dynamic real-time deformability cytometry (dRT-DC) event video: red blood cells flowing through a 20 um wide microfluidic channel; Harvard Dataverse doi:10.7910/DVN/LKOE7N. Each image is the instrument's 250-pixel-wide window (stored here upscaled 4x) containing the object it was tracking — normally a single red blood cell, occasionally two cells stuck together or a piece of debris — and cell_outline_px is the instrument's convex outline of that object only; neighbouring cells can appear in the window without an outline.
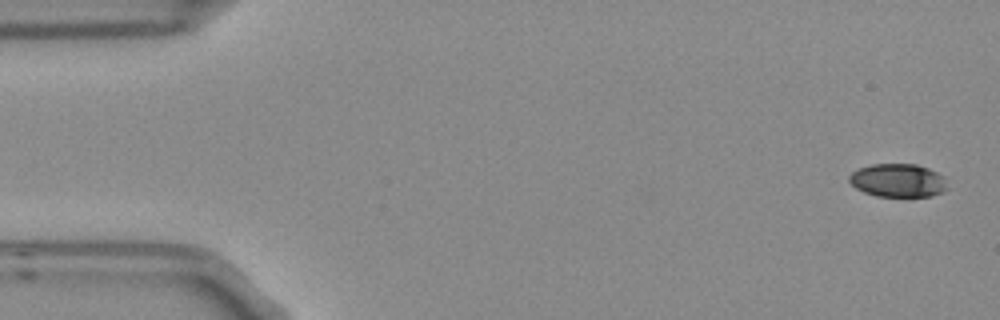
{"species": "Egyptian fruit bat (a non-hibernating species)", "species_latin": "Rousettus aegyptiacus", "temperature_condition": "room temperature", "stored_images_in_passage": 5, "camera_frame_rate_fps": 3000, "um_per_image_px": 0.085, "frame": {"image": 1, "passage_image": 1, "time_ms": 0.0, "image_size_px": [1000, 320], "cell_outline_px": [[948, 188], [932, 196], [876, 196], [864, 192], [856, 188], [848, 180], [848, 176], [852, 172], [860, 168], [872, 164], [916, 164], [928, 168], [944, 176]], "centroid_in_image_um": [76.32, 15.33], "position_along_channel_um": 8.7, "area_um2": 19.02}}
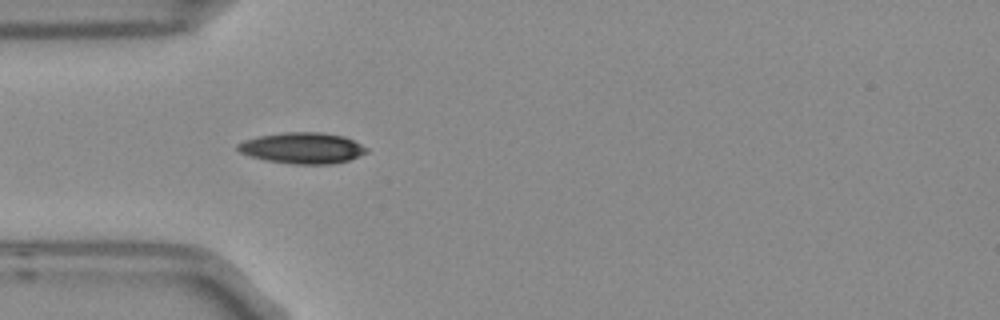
{"frame": {"image": 2, "passage_image": 5, "time_ms": 1.333, "image_size_px": [1000, 320], "cell_outline_px": [[368, 152], [348, 160], [332, 164], [296, 164], [268, 160], [252, 156], [240, 152], [236, 148], [236, 144], [244, 140], [260, 136], [284, 132], [320, 132], [344, 136], [368, 148]], "centroid_in_image_um": [25.71, 12.57], "position_along_channel_um": 59.3, "area_um2": 23.06}}